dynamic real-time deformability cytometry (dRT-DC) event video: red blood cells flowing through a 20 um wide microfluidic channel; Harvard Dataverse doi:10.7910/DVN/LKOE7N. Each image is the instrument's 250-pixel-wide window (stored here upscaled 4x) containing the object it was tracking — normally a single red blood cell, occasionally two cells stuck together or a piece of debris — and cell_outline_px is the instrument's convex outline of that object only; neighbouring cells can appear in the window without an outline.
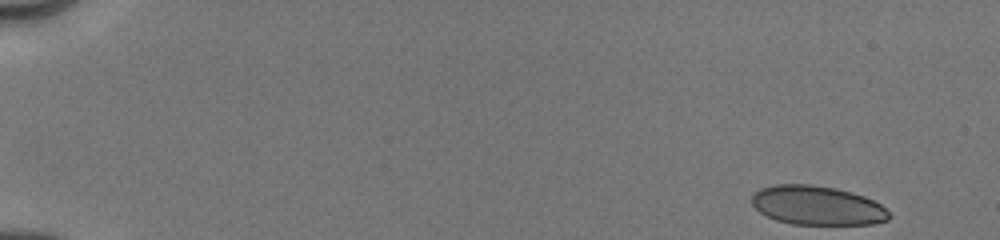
{"species": "human", "species_latin": "Homo sapiens", "temperature_condition": "cold", "stored_images_in_passage": 27, "camera_frame_rate_fps": 3000, "um_per_image_px": 0.085, "donor": {"sex": "male"}, "frame": {"image": 1, "passage_image": 1, "time_ms": 0.0, "image_size_px": [1000, 240], "cell_outline_px": [[892, 216], [888, 220], [872, 224], [792, 224], [776, 220], [760, 212], [752, 204], [752, 196], [760, 188], [776, 184], [812, 184], [836, 188], [852, 192], [864, 196], [880, 204]], "centroid_in_image_um": [69.47, 17.46], "position_along_channel_um": 15.5, "area_um2": 31.27}}
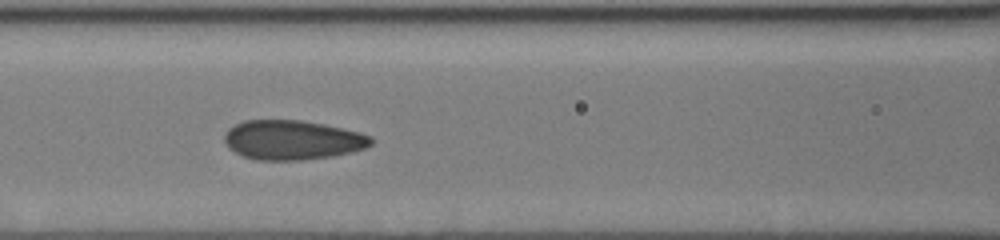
{"frame": {"image": 2, "passage_image": 16, "time_ms": 7.0, "image_size_px": [1000, 240], "cell_outline_px": [[372, 144], [364, 148], [352, 152], [332, 156], [300, 160], [256, 160], [244, 156], [228, 148], [224, 140], [224, 136], [228, 128], [244, 120], [300, 120], [324, 124], [360, 132], [372, 136]], "centroid_in_image_um": [24.85, 11.89], "position_along_channel_um": 141.7, "area_um2": 33.76}}
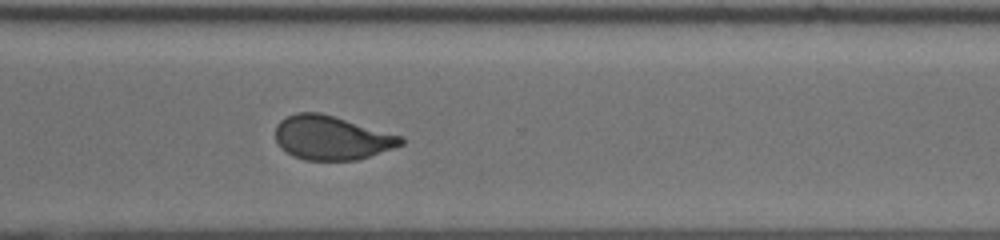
{"frame": {"image": 3, "passage_image": 27, "time_ms": 12.0, "image_size_px": [1000, 240], "cell_outline_px": [[404, 144], [356, 160], [304, 160], [292, 156], [280, 148], [276, 140], [276, 124], [280, 120], [296, 112], [320, 112], [404, 136]], "centroid_in_image_um": [28.17, 11.71], "position_along_channel_um": 342.4, "area_um2": 32.25}}